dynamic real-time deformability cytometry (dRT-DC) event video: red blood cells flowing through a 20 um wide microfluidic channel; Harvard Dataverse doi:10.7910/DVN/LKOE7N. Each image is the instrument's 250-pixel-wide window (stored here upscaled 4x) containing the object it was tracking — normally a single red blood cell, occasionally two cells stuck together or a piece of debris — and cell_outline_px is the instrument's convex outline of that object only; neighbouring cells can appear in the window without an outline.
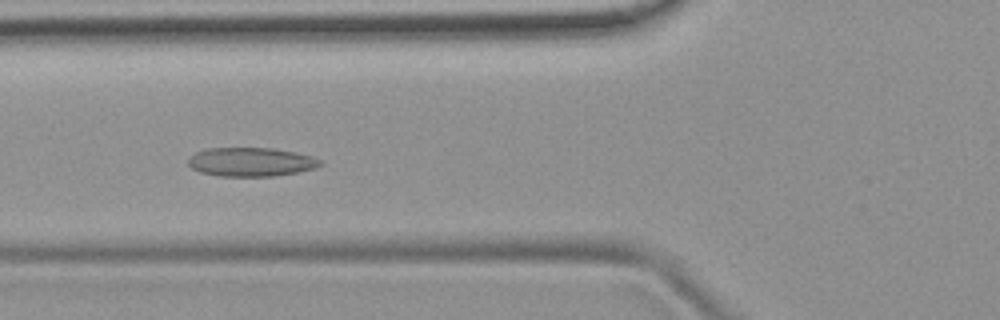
{"species": "common noctule bat (a hibernating species)", "species_latin": "Nyctalus noctula", "temperature_condition": "room temperature", "stored_images_in_passage": 36, "camera_frame_rate_fps": 3000, "um_per_image_px": 0.085, "animal": {"sex": "female", "body_mass_g": 19.9}, "frame": {"image": 1, "passage_image": 4, "time_ms": 1.0, "image_size_px": [1000, 320], "cell_outline_px": [[324, 164], [316, 168], [276, 176], [220, 176], [200, 172], [192, 168], [188, 164], [188, 160], [196, 152], [208, 148], [272, 148], [296, 152], [312, 156], [320, 160]], "centroid_in_image_um": [21.36, 13.76], "position_along_channel_um": 104.4, "area_um2": 22.2}}
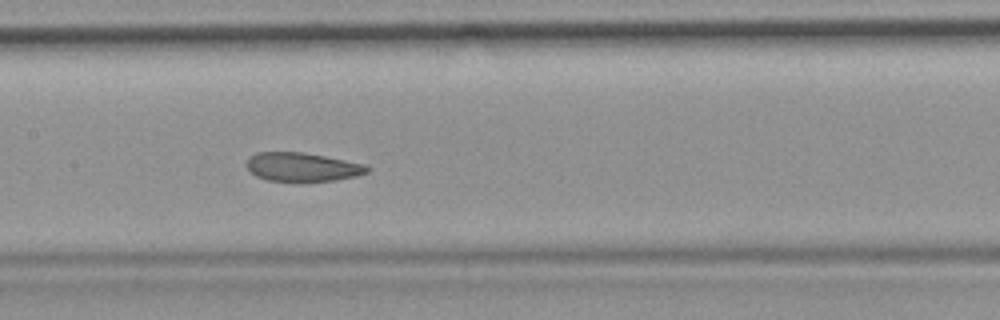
{"frame": {"image": 2, "passage_image": 10, "time_ms": 3.0, "image_size_px": [1000, 320], "cell_outline_px": [[372, 168], [368, 172], [356, 176], [336, 180], [268, 180], [256, 176], [244, 164], [248, 156], [256, 152], [304, 152], [364, 164]], "centroid_in_image_um": [25.67, 14.17], "position_along_channel_um": 181.7, "area_um2": 20.0}}
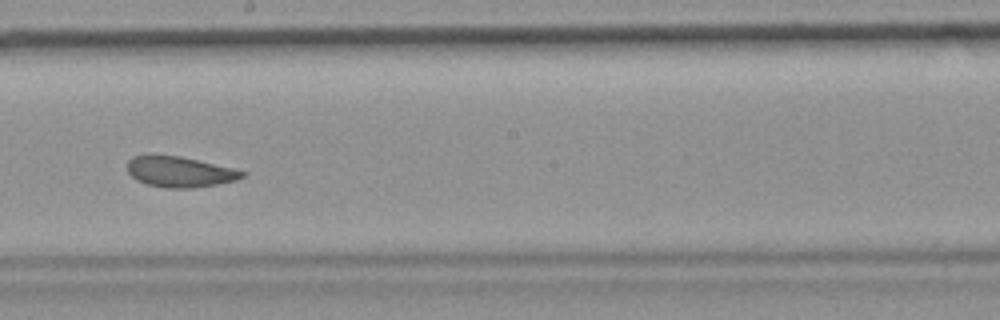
{"frame": {"image": 3, "passage_image": 14, "time_ms": 4.333, "image_size_px": [1000, 320], "cell_outline_px": [[248, 172], [244, 176], [236, 180], [216, 184], [192, 188], [164, 188], [148, 184], [136, 180], [128, 172], [128, 160], [132, 156], [152, 152], [180, 156], [232, 168]], "centroid_in_image_um": [15.22, 14.57], "position_along_channel_um": 233.0, "area_um2": 20.87}, "authors_computed_cell_mechanics": {"area_um2": 21.5305, "velocity_mm_per_s": 3.868, "shape_relaxation_time_tau1_ms": null, "shape_relaxation_time_tau2_ms": 2.1927, "deformation_change_tau1": null, "deformation_change_tau2": 0.0866}}